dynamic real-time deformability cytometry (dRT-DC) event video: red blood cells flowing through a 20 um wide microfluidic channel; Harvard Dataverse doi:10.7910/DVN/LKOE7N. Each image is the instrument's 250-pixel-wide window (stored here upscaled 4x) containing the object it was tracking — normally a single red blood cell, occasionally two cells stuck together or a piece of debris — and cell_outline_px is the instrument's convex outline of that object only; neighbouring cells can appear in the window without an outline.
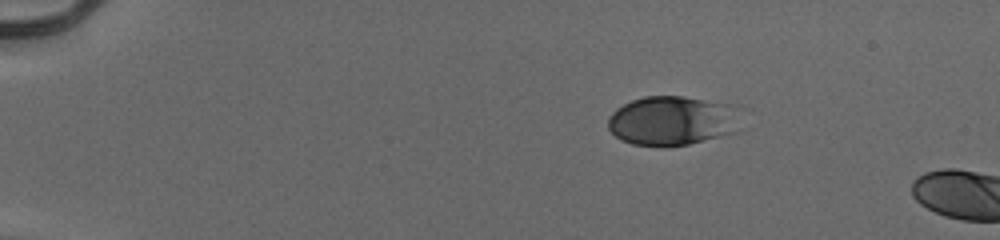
{"species": "human", "species_latin": "Homo sapiens", "temperature_condition": "cold", "stored_images_in_passage": 5, "camera_frame_rate_fps": 3000, "um_per_image_px": 0.085, "donor": {"sex": "male"}, "frame": {"image": 1, "passage_image": 1, "time_ms": 0.0, "image_size_px": [1000, 240], "cell_outline_px": [[736, 132], [688, 144], [668, 148], [660, 148], [632, 144], [620, 140], [608, 128], [608, 116], [616, 108], [632, 100], [644, 96], [684, 96], [728, 104]], "centroid_in_image_um": [56.96, 10.29], "position_along_channel_um": 28.0, "area_um2": 37.63}}